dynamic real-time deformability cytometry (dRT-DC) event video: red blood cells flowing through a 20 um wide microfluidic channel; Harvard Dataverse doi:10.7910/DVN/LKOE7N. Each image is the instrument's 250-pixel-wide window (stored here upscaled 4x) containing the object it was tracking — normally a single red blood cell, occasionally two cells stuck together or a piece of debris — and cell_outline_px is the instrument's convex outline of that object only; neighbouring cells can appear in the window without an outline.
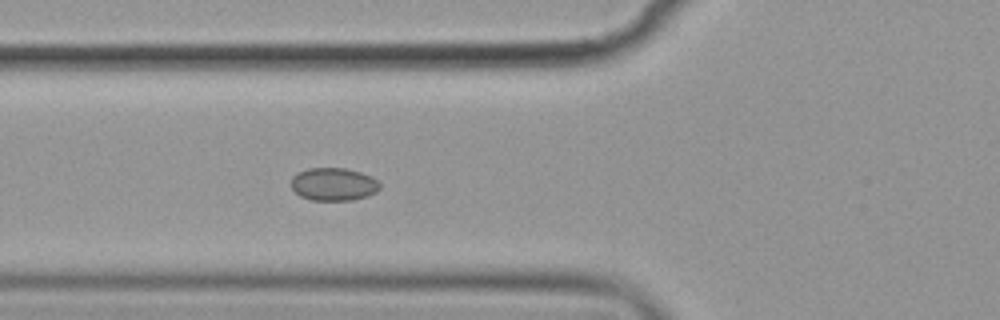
{"species": "common noctule bat (a hibernating species)", "species_latin": "Nyctalus noctula", "temperature_condition": "cold", "stored_images_in_passage": 5, "camera_frame_rate_fps": 3000, "um_per_image_px": 0.085, "animal": {"sex": "female", "body_mass_g": 19.9}, "frame": {"image": 1, "passage_image": 5, "time_ms": 4.667, "image_size_px": [1000, 320], "cell_outline_px": [[380, 188], [376, 192], [368, 196], [352, 200], [312, 200], [300, 196], [292, 188], [292, 176], [296, 172], [308, 168], [344, 168], [360, 172], [372, 176], [380, 184]], "centroid_in_image_um": [28.35, 15.65], "position_along_channel_um": 97.4, "area_um2": 17.05}}